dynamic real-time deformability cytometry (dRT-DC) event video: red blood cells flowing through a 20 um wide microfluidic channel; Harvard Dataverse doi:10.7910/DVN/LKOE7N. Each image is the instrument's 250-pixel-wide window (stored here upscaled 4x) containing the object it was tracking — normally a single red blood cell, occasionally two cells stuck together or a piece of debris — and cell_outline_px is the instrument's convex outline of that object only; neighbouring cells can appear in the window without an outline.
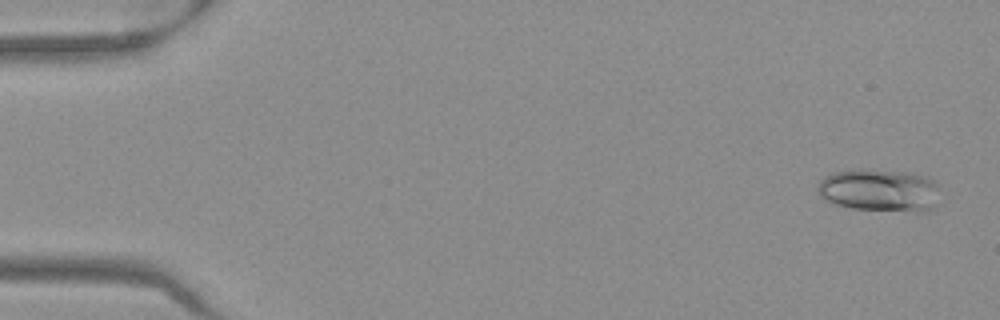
{"species": "Egyptian fruit bat (a non-hibernating species)", "species_latin": "Rousettus aegyptiacus", "temperature_condition": "warm", "stored_images_in_passage": 51, "camera_frame_rate_fps": 3000, "um_per_image_px": 0.085, "frame": {"image": 1, "passage_image": 2, "time_ms": 0.333, "image_size_px": [1000, 320], "cell_outline_px": [[936, 204], [928, 212], [916, 212], [852, 208], [832, 204], [824, 200], [820, 196], [816, 188], [820, 180], [832, 172], [856, 168], [864, 168], [912, 172], [936, 180]], "centroid_in_image_um": [74.72, 16.16], "position_along_channel_um": 10.3, "area_um2": 30.98}}
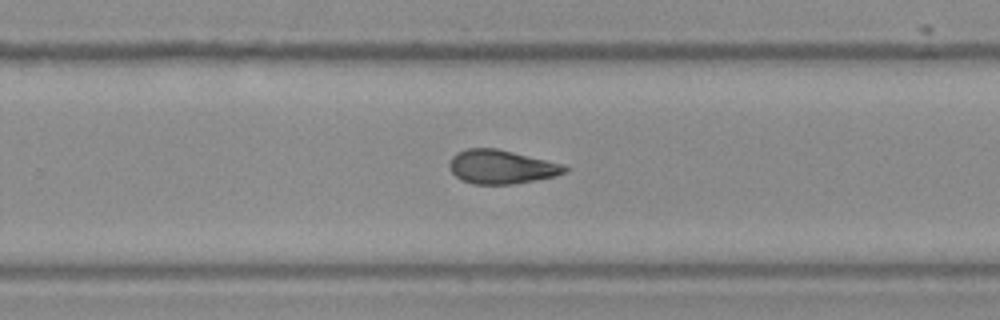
{"frame": {"image": 2, "passage_image": 33, "time_ms": 10.667, "image_size_px": [1000, 320], "cell_outline_px": [[572, 168], [556, 176], [512, 184], [472, 184], [460, 180], [448, 168], [448, 164], [452, 156], [456, 152], [468, 148], [496, 148], [560, 164]], "centroid_in_image_um": [42.55, 14.19], "position_along_channel_um": 287.3, "area_um2": 22.6}}
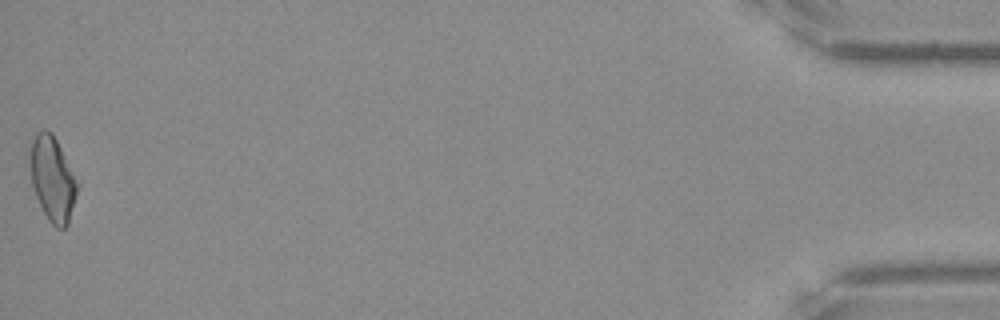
{"frame": {"image": 3, "passage_image": 51, "time_ms": 16.667, "image_size_px": [1000, 320], "cell_outline_px": [[80, 184], [68, 224], [64, 228], [56, 228], [48, 220], [36, 196], [32, 184], [32, 140], [36, 132], [44, 128], [52, 132]], "centroid_in_image_um": [4.51, 15.22], "position_along_channel_um": 430.7, "area_um2": 22.95}, "authors_computed_cell_mechanics": {"area_um2": 23.3512, "velocity_mm_per_s": 3.9927, "shape_relaxation_time_tau1_ms": 11.391, "shape_relaxation_time_tau2_ms": 4.7764, "deformation_change_tau1": 0.2379, "deformation_change_tau2": 0.1422}}